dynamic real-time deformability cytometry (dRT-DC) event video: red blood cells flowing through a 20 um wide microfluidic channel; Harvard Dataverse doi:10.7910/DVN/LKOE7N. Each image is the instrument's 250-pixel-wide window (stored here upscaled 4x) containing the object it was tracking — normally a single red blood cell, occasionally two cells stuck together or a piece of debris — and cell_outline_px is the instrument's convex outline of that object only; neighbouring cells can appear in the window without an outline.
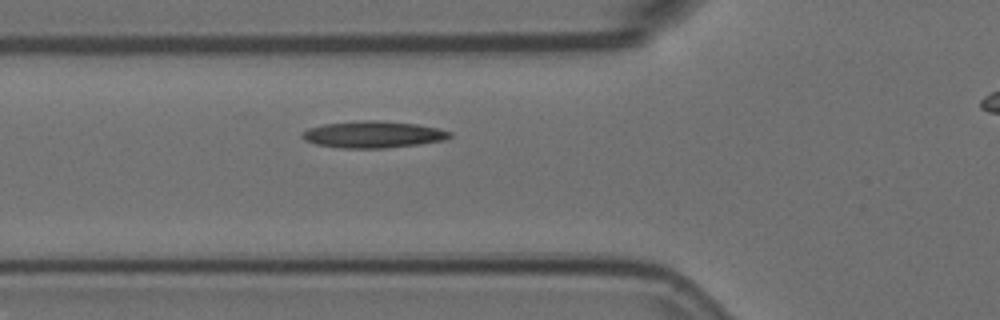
{"species": "Egyptian fruit bat (a non-hibernating species)", "species_latin": "Rousettus aegyptiacus", "temperature_condition": "room temperature", "stored_images_in_passage": 5, "segment_of_instrument_passage": [1, 2], "camera_frame_rate_fps": 3000, "um_per_image_px": 0.085, "animal": {"sex": "female"}, "frame": {"image": 1, "passage_image": 4, "time_ms": 1.0, "image_size_px": [1000, 320], "cell_outline_px": [[452, 136], [444, 140], [420, 144], [384, 148], [344, 148], [316, 144], [304, 140], [300, 136], [300, 132], [308, 128], [324, 124], [360, 120], [376, 120], [416, 124], [436, 128], [452, 132]], "centroid_in_image_um": [31.68, 11.43], "position_along_channel_um": 94.1, "area_um2": 23.0}}